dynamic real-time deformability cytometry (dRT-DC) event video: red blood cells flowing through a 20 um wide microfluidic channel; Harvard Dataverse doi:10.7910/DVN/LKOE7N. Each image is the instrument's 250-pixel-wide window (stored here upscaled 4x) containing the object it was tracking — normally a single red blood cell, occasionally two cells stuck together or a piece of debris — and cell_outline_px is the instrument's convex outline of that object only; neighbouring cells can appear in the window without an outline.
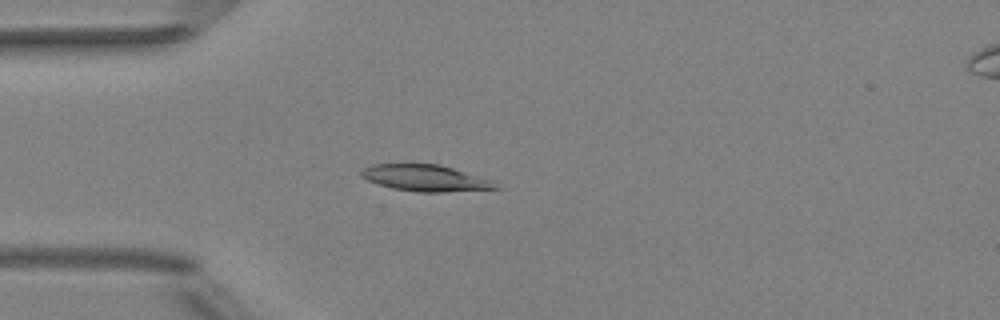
{"species": "Egyptian fruit bat (a non-hibernating species)", "species_latin": "Rousettus aegyptiacus", "temperature_condition": "room temperature", "stored_images_in_passage": 4, "camera_frame_rate_fps": 3000, "um_per_image_px": 0.085, "animal": {"sex": "female"}, "frame": {"image": 1, "passage_image": 3, "time_ms": 0.667, "image_size_px": [1000, 320], "cell_outline_px": [[504, 188], [444, 192], [420, 192], [392, 188], [368, 180], [360, 176], [360, 172], [364, 168], [372, 164], [440, 164], [492, 180]], "centroid_in_image_um": [36.2, 15.13], "position_along_channel_um": 48.8, "area_um2": 20.63}}